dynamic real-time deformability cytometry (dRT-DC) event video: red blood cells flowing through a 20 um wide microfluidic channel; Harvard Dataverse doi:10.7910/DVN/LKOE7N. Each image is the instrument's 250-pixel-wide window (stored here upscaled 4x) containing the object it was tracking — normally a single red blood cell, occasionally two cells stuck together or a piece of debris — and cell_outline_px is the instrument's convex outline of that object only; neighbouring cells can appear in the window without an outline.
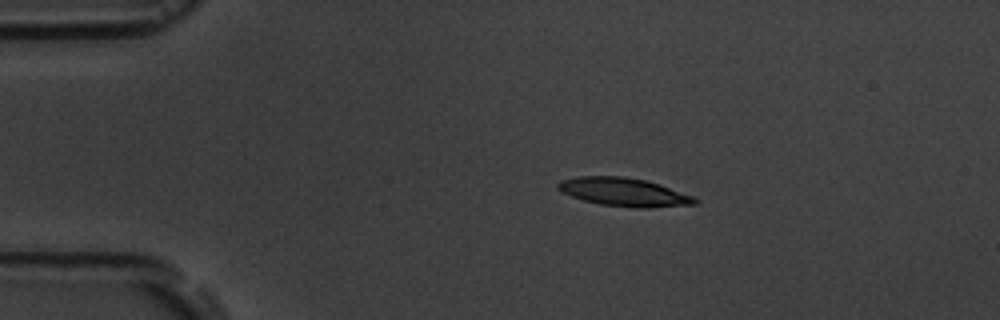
{"species": "common noctule bat (a hibernating species)", "species_latin": "Nyctalus noctula", "temperature_condition": "room temperature", "stored_images_in_passage": 8, "camera_frame_rate_fps": 3000, "um_per_image_px": 0.085, "animal": {"sex": "male", "body_mass_g": 19.5, "forearm_length_mm": 54.6}, "frame": {"image": 1, "passage_image": 4, "time_ms": 3.333, "image_size_px": [1000, 320], "cell_outline_px": [[700, 200], [696, 204], [648, 208], [632, 208], [600, 204], [584, 200], [572, 196], [556, 188], [556, 184], [560, 180], [580, 176], [624, 176], [644, 180], [660, 184], [696, 196]], "centroid_in_image_um": [53.09, 16.33], "position_along_channel_um": 31.9, "area_um2": 22.83}}
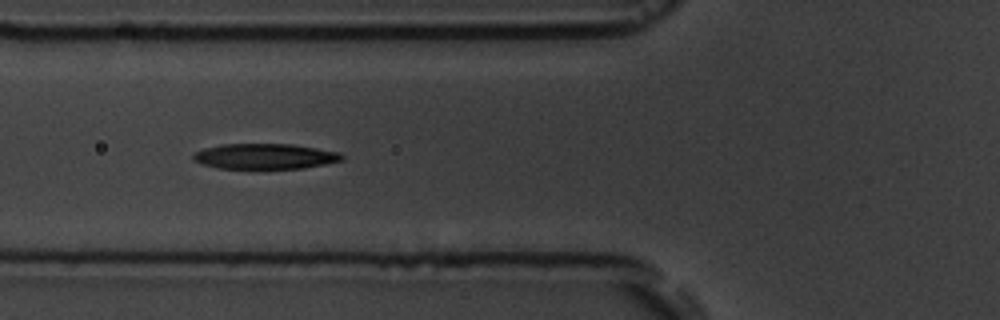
{"frame": {"image": 2, "passage_image": 7, "time_ms": 6.667, "image_size_px": [1000, 320], "cell_outline_px": [[344, 160], [304, 168], [216, 168], [192, 160], [192, 156], [196, 152], [204, 148], [220, 144], [292, 144], [340, 152], [344, 156]], "centroid_in_image_um": [22.53, 13.28], "position_along_channel_um": 103.3, "area_um2": 21.96}}
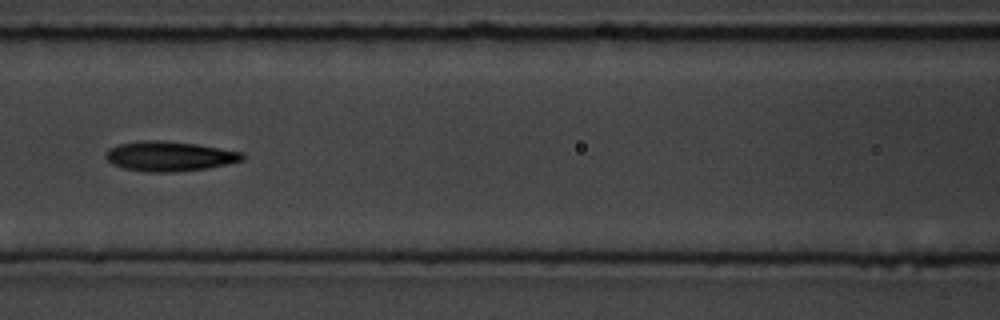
{"frame": {"image": 3, "passage_image": 8, "time_ms": 8.0, "image_size_px": [1000, 320], "cell_outline_px": [[244, 160], [228, 164], [208, 168], [172, 172], [148, 172], [124, 168], [112, 164], [104, 156], [104, 152], [108, 148], [120, 144], [140, 140], [160, 140], [196, 144], [244, 152]], "centroid_in_image_um": [14.39, 13.27], "position_along_channel_um": 152.2, "area_um2": 23.87}}